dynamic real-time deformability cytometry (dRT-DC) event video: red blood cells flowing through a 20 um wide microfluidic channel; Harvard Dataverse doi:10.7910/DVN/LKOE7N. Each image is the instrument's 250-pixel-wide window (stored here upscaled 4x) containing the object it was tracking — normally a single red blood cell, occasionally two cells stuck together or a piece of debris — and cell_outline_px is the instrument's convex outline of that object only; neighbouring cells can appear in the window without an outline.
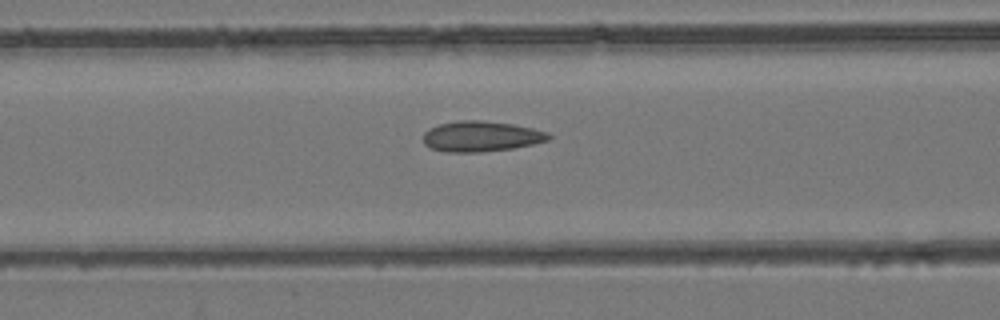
{"species": "common noctule bat (a hibernating species)", "species_latin": "Nyctalus noctula", "temperature_condition": "room temperature", "stored_images_in_passage": 41, "camera_frame_rate_fps": 3000, "um_per_image_px": 0.085, "animal": {"sex": "female", "body_mass_g": 24.6, "forearm_length_mm": 56.2}, "frame": {"image": 1, "passage_image": 22, "time_ms": 7.0, "image_size_px": [1000, 320], "cell_outline_px": [[552, 136], [548, 140], [532, 144], [512, 148], [480, 152], [448, 152], [432, 148], [424, 144], [424, 132], [428, 128], [440, 124], [456, 120], [480, 120], [512, 124], [532, 128], [548, 132]], "centroid_in_image_um": [40.88, 11.58], "position_along_channel_um": 125.7, "area_um2": 22.2}}
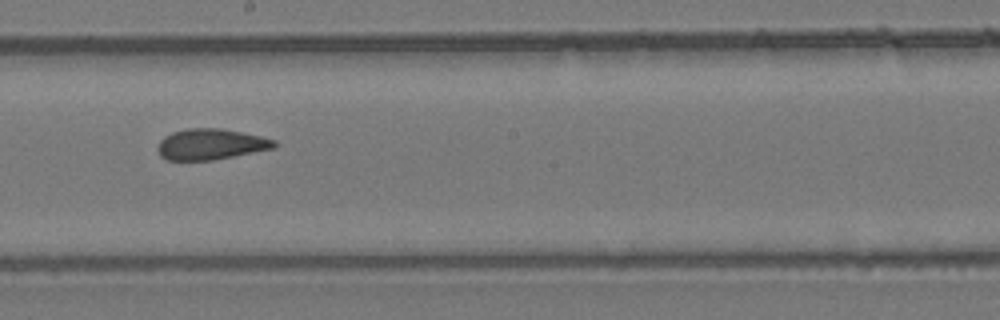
{"frame": {"image": 2, "passage_image": 30, "time_ms": 9.667, "image_size_px": [1000, 320], "cell_outline_px": [[276, 148], [212, 160], [164, 160], [160, 156], [156, 148], [160, 140], [164, 136], [172, 132], [184, 128], [220, 128], [260, 136], [276, 140]], "centroid_in_image_um": [17.87, 12.26], "position_along_channel_um": 230.3, "area_um2": 21.1}}
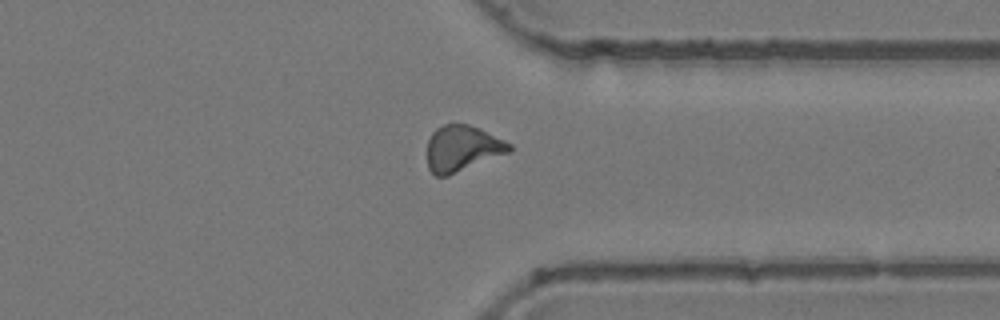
{"frame": {"image": 3, "passage_image": 41, "time_ms": 13.333, "image_size_px": [1000, 320], "cell_outline_px": [[512, 152], [448, 176], [436, 176], [428, 168], [428, 140], [432, 132], [436, 128], [444, 124], [468, 124], [480, 128], [512, 144]], "centroid_in_image_um": [39.32, 12.62], "position_along_channel_um": 372.1, "area_um2": 22.2}, "authors_computed_cell_mechanics": {"area_um2": 22.1952, "velocity_mm_per_s": 3.9385, "shape_relaxation_time_tau1_ms": null, "shape_relaxation_time_tau2_ms": 1.8181, "deformation_change_tau1": null, "deformation_change_tau2": 0.0832}}